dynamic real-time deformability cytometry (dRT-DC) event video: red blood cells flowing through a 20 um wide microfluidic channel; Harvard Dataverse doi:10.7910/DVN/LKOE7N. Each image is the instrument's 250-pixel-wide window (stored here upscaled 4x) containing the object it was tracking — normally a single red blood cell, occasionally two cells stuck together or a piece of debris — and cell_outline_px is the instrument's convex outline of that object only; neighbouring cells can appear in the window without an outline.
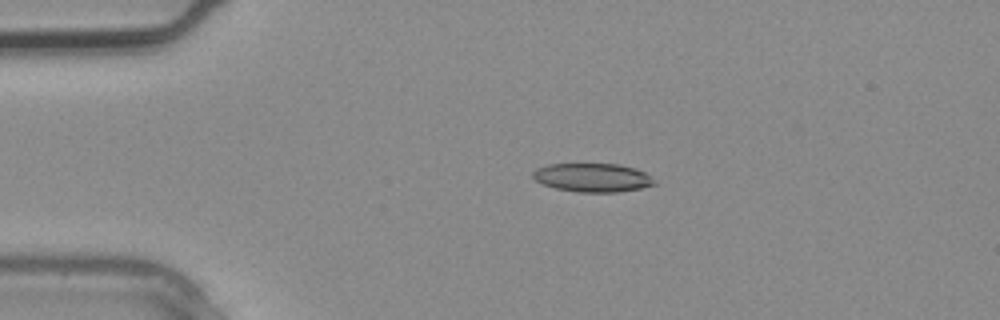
{"species": "common noctule bat (a hibernating species)", "species_latin": "Nyctalus noctula", "temperature_condition": "warm", "stored_images_in_passage": 2, "camera_frame_rate_fps": 3000, "um_per_image_px": 0.085, "animal": {"sex": "male", "body_mass_g": 20.4}, "frame": {"image": 1, "passage_image": 1, "time_ms": 0.0, "image_size_px": [1000, 320], "cell_outline_px": [[656, 184], [640, 188], [620, 192], [576, 192], [556, 188], [544, 184], [536, 180], [532, 176], [532, 172], [536, 168], [548, 164], [620, 164], [636, 168], [644, 172], [656, 180]], "centroid_in_image_um": [50.38, 15.09], "position_along_channel_um": 34.6, "area_um2": 20.35}}